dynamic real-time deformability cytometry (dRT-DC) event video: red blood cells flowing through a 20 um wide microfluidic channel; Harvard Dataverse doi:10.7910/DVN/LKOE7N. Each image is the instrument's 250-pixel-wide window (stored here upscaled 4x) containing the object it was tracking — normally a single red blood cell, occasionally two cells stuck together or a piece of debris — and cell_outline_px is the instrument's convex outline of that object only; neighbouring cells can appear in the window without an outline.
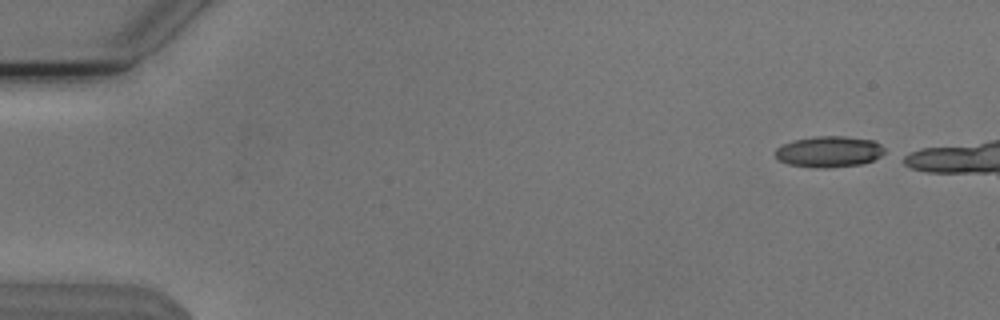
{"species": "Egyptian fruit bat (a non-hibernating species)", "species_latin": "Rousettus aegyptiacus", "temperature_condition": "cold", "stored_images_in_passage": 9, "camera_frame_rate_fps": 3000, "um_per_image_px": 0.085, "animal": {"sex": "male"}, "frame": {"image": 1, "passage_image": 1, "time_ms": 0.0, "image_size_px": [1000, 320], "cell_outline_px": [[884, 152], [880, 156], [864, 164], [824, 168], [816, 168], [788, 164], [780, 160], [776, 156], [776, 148], [792, 140], [816, 136], [844, 136], [872, 140], [880, 144], [884, 148]], "centroid_in_image_um": [70.47, 12.89], "position_along_channel_um": 14.5, "area_um2": 19.71}}